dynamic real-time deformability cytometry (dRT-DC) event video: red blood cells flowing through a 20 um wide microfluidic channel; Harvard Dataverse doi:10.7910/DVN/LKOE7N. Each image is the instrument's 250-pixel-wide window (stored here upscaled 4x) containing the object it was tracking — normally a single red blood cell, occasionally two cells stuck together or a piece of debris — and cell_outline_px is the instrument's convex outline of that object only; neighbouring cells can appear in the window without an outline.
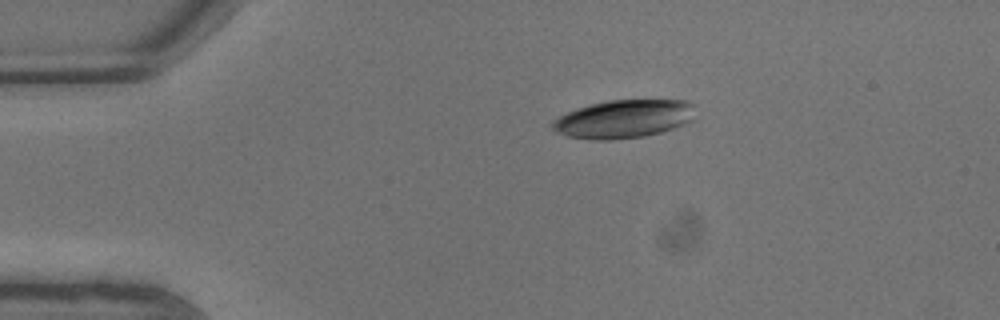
{"species": "common noctule bat (a hibernating species)", "species_latin": "Nyctalus noctula", "temperature_condition": "warm", "stored_images_in_passage": 6, "camera_frame_rate_fps": 3000, "um_per_image_px": 0.085, "animal": {"sex": "male", "body_mass_g": 13.3}, "frame": {"image": 1, "passage_image": 4, "time_ms": 1.0, "image_size_px": [1000, 320], "cell_outline_px": [[692, 120], [672, 128], [660, 132], [644, 136], [608, 140], [596, 140], [568, 136], [552, 128], [552, 120], [576, 108], [608, 100], [688, 100], [692, 104]], "centroid_in_image_um": [52.99, 10.1], "position_along_channel_um": 32.0, "area_um2": 31.33}}